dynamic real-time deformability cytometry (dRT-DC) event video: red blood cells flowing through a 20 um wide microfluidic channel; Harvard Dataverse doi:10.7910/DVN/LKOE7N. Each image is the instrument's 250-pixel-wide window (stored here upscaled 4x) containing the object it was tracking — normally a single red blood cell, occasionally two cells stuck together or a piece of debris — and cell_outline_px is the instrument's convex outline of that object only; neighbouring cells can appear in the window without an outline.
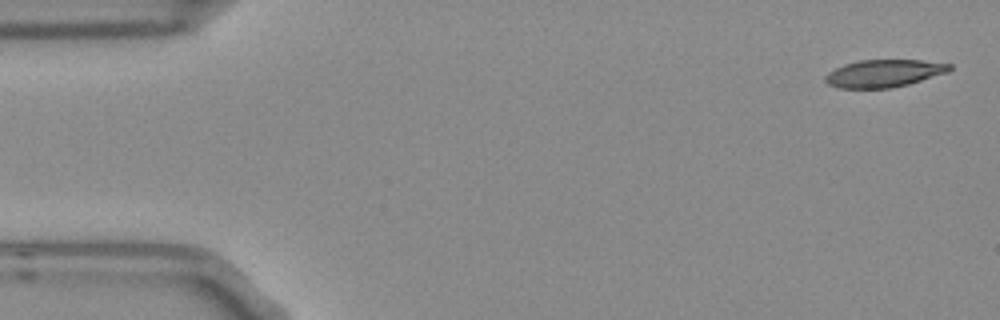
{"species": "Egyptian fruit bat (a non-hibernating species)", "species_latin": "Rousettus aegyptiacus", "temperature_condition": "room temperature", "stored_images_in_passage": 4, "camera_frame_rate_fps": 3000, "um_per_image_px": 0.085, "frame": {"image": 1, "passage_image": 1, "time_ms": 0.0, "image_size_px": [1000, 320], "cell_outline_px": [[952, 68], [948, 72], [908, 84], [892, 88], [840, 88], [828, 84], [824, 80], [824, 76], [828, 72], [844, 64], [860, 60], [920, 60], [952, 64]], "centroid_in_image_um": [75.12, 6.23], "position_along_channel_um": 9.9, "area_um2": 19.88}}